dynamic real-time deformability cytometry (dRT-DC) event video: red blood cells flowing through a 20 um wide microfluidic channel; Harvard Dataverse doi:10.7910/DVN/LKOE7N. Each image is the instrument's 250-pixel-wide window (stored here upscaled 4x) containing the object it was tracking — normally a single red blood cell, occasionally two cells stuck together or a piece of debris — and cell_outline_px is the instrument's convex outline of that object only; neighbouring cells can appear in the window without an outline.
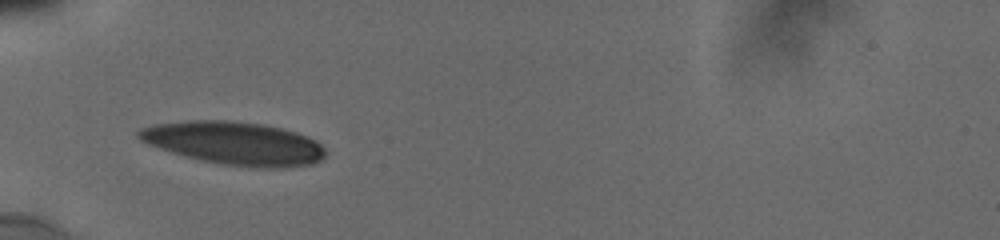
{"species": "human", "species_latin": "Homo sapiens", "temperature_condition": "cold", "stored_images_in_passage": 42, "camera_frame_rate_fps": 3000, "um_per_image_px": 0.085, "donor": {"sex": "male"}, "frame": {"image": 1, "passage_image": 1, "time_ms": 0.0, "image_size_px": [1000, 240], "cell_outline_px": [[328, 152], [324, 160], [312, 164], [288, 168], [256, 168], [220, 164], [200, 160], [184, 156], [148, 144], [140, 140], [136, 136], [136, 132], [140, 128], [152, 124], [192, 120], [228, 120], [260, 124], [280, 128], [296, 132], [308, 136], [316, 140]], "centroid_in_image_um": [19.95, 12.19], "position_along_channel_um": 65.1, "area_um2": 47.4}}
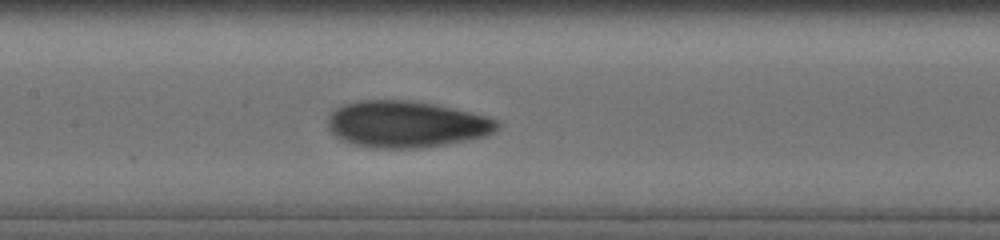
{"frame": {"image": 2, "passage_image": 18, "time_ms": 3.0, "image_size_px": [1000, 240], "cell_outline_px": [[500, 124], [496, 132], [484, 136], [468, 140], [420, 148], [372, 148], [352, 144], [340, 140], [328, 128], [328, 116], [336, 108], [344, 104], [360, 100], [404, 100], [436, 104], [484, 116], [496, 120]], "centroid_in_image_um": [34.5, 10.56], "position_along_channel_um": 172.9, "area_um2": 45.89}}
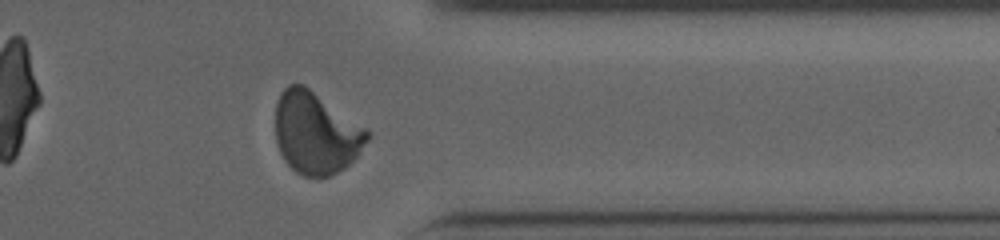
{"frame": {"image": 3, "passage_image": 36, "time_ms": 8.667, "image_size_px": [1000, 240], "cell_outline_px": [[372, 136], [356, 156], [344, 168], [328, 176], [304, 176], [296, 172], [284, 160], [280, 152], [276, 140], [276, 104], [280, 92], [288, 84], [304, 84], [368, 128], [372, 132]], "centroid_in_image_um": [26.87, 11.27], "position_along_channel_um": 384.5, "area_um2": 44.1}, "authors_computed_cell_mechanics": {"area_um2": 45.373, "velocity_mm_per_s": 3.8189, "shape_relaxation_time_tau1_ms": 5.0792, "shape_relaxation_time_tau2_ms": 1.3389, "deformation_change_tau1": 0.1965, "deformation_change_tau2": 0.0588}}